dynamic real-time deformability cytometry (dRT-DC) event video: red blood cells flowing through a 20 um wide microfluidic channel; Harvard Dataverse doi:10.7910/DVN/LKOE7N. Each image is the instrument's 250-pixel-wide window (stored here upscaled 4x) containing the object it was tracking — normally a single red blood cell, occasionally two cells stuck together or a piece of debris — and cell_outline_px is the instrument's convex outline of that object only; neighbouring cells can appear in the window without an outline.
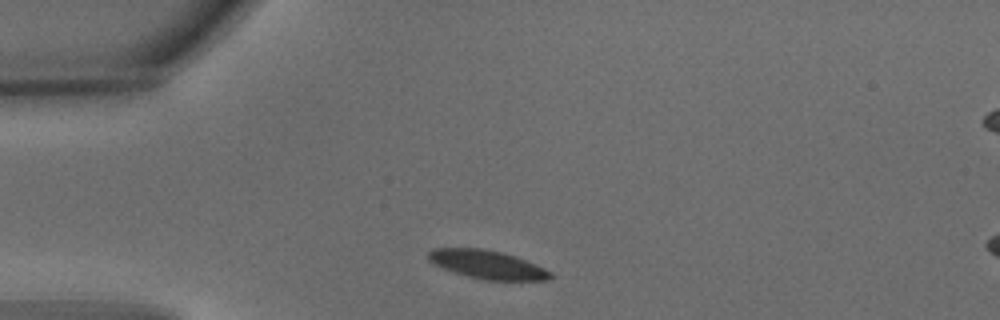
{"species": "common noctule bat (a hibernating species)", "species_latin": "Nyctalus noctula", "temperature_condition": "warm", "stored_images_in_passage": 8, "camera_frame_rate_fps": 3000, "um_per_image_px": 0.085, "animal": {"sex": "male", "body_mass_g": 15.6}, "frame": {"image": 1, "passage_image": 1, "time_ms": 0.0, "image_size_px": [1000, 320], "cell_outline_px": [[556, 276], [552, 280], [484, 280], [452, 272], [428, 260], [428, 252], [432, 248], [480, 248], [500, 252], [536, 264], [552, 272]], "centroid_in_image_um": [41.45, 22.5], "position_along_channel_um": 43.6, "area_um2": 20.17}}
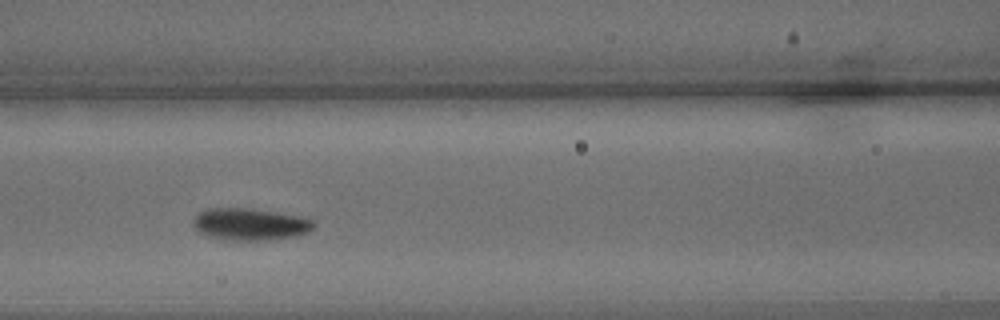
{"frame": {"image": 2, "passage_image": 4, "time_ms": 1.0, "image_size_px": [1000, 320], "cell_outline_px": [[316, 224], [308, 232], [292, 236], [268, 240], [232, 240], [208, 236], [200, 232], [192, 224], [192, 220], [200, 212], [208, 208], [252, 208], [304, 216], [312, 220]], "centroid_in_image_um": [21.27, 19.04], "position_along_channel_um": 145.3, "area_um2": 22.48}}
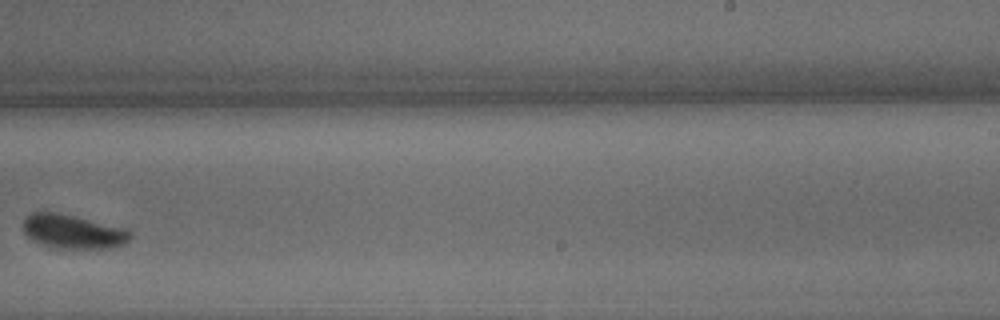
{"frame": {"image": 3, "passage_image": 7, "time_ms": 2.0, "image_size_px": [1000, 320], "cell_outline_px": [[132, 236], [124, 244], [112, 248], [52, 248], [40, 244], [28, 236], [24, 232], [24, 220], [32, 212], [56, 212], [76, 216], [128, 228], [132, 232]], "centroid_in_image_um": [6.25, 19.68], "position_along_channel_um": 282.7, "area_um2": 21.39}}